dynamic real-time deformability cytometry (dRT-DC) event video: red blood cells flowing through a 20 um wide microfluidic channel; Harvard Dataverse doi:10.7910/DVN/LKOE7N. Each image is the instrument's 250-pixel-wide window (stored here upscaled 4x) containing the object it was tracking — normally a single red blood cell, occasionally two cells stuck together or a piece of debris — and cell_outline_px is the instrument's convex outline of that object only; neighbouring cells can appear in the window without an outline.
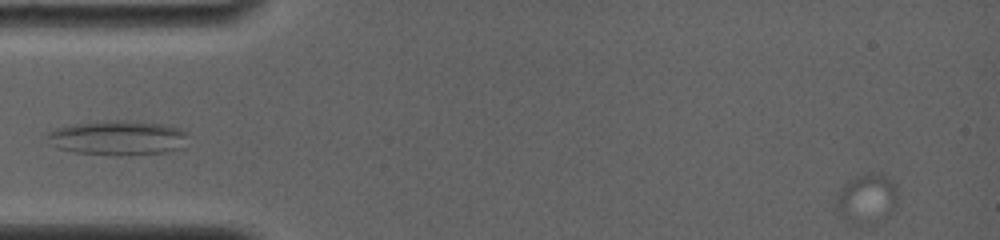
{"species": "common noctule bat (a hibernating species)", "species_latin": "Nyctalus noctula", "temperature_condition": "room temperature", "stored_images_in_passage": 35, "camera_frame_rate_fps": 4000, "um_per_image_px": 0.085, "animal": {"sex": "female", "body_mass_g": 19.0, "forearm_length_mm": 56.7}, "frame": {"image": 1, "passage_image": 1, "time_ms": 0.0, "image_size_px": [1000, 240], "cell_outline_px": [[896, 204], [888, 212], [860, 224], [848, 224], [844, 220], [836, 204], [836, 200], [840, 188], [848, 180], [872, 172], [880, 172], [896, 184]], "centroid_in_image_um": [73.63, 16.81], "position_along_channel_um": 11.4, "area_um2": 16.94}}
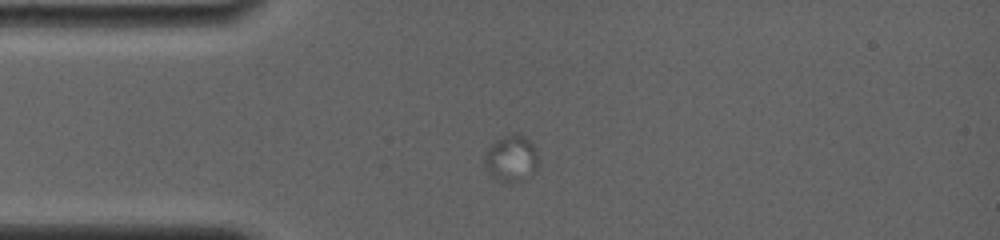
{"frame": {"image": 2, "passage_image": 16, "time_ms": 3.75, "image_size_px": [1000, 240], "cell_outline_px": [[536, 168], [532, 172], [520, 180], [500, 180], [492, 176], [484, 164], [484, 156], [488, 148], [496, 140], [504, 136], [516, 132], [524, 136], [532, 144], [536, 152]], "centroid_in_image_um": [43.42, 13.41], "position_along_channel_um": 41.6, "area_um2": 13.87}}
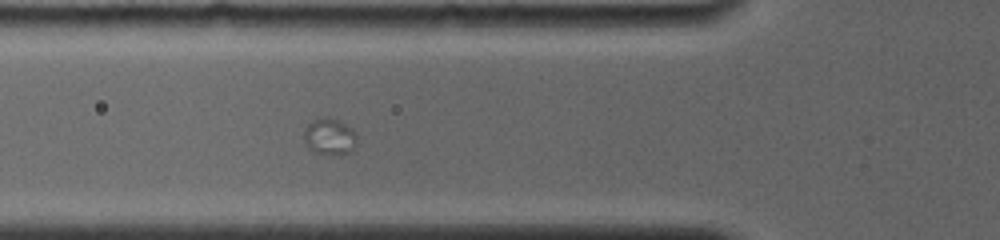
{"frame": {"image": 3, "passage_image": 25, "time_ms": 6.0, "image_size_px": [1000, 240], "cell_outline_px": [[356, 144], [348, 152], [316, 152], [308, 148], [304, 140], [304, 132], [308, 124], [312, 120], [324, 116], [328, 116], [340, 120], [352, 128], [356, 132]], "centroid_in_image_um": [28.01, 11.53], "position_along_channel_um": 97.8, "area_um2": 10.98}}